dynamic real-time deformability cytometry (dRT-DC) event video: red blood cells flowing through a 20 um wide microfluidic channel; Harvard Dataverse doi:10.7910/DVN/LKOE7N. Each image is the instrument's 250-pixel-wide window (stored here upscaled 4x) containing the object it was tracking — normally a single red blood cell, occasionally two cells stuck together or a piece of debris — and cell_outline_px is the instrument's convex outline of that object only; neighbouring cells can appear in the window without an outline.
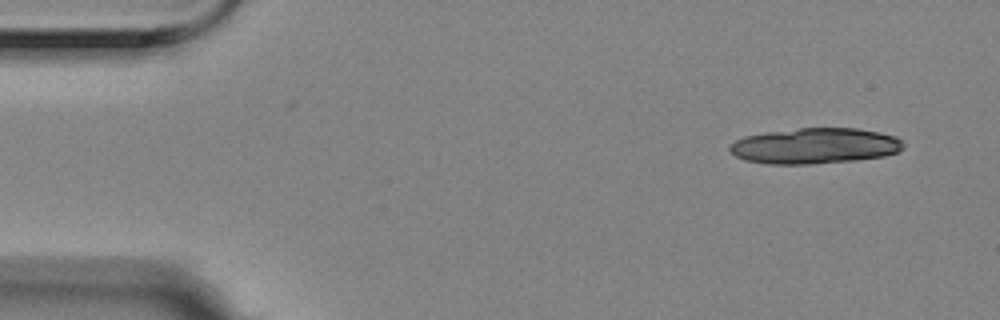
{"species": "Egyptian fruit bat (a non-hibernating species)", "species_latin": "Rousettus aegyptiacus", "temperature_condition": "room temperature", "stored_images_in_passage": 5, "camera_frame_rate_fps": 3000, "um_per_image_px": 0.085, "animal": {"sex": "female"}, "frame": {"image": 1, "passage_image": 1, "time_ms": 0.0, "image_size_px": [1000, 320], "cell_outline_px": [[904, 148], [900, 152], [884, 156], [856, 160], [808, 164], [768, 164], [744, 160], [736, 156], [728, 148], [736, 140], [744, 136], [768, 132], [800, 128], [856, 128], [880, 132], [896, 136], [904, 144]], "centroid_in_image_um": [69.3, 12.4], "position_along_channel_um": 15.7, "area_um2": 36.18}}
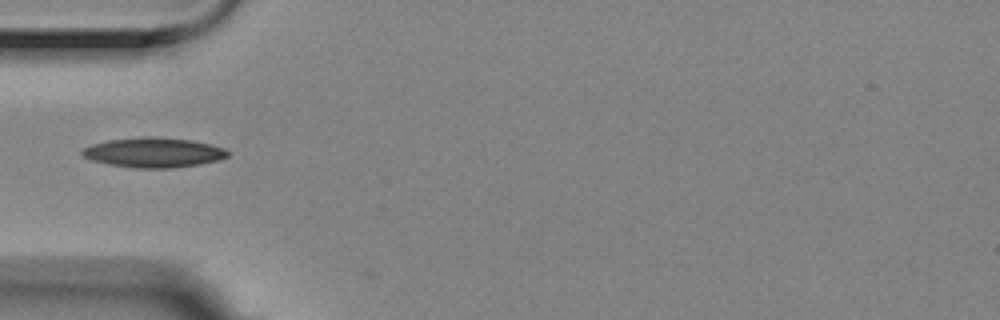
{"frame": {"image": 2, "passage_image": 5, "time_ms": 1.333, "image_size_px": [1000, 320], "cell_outline_px": [[228, 156], [220, 160], [200, 164], [172, 168], [136, 168], [108, 164], [92, 160], [84, 156], [80, 152], [84, 148], [92, 144], [108, 140], [144, 136], [148, 136], [192, 140], [224, 148], [228, 152]], "centroid_in_image_um": [13.06, 12.96], "position_along_channel_um": 71.9, "area_um2": 25.2}}